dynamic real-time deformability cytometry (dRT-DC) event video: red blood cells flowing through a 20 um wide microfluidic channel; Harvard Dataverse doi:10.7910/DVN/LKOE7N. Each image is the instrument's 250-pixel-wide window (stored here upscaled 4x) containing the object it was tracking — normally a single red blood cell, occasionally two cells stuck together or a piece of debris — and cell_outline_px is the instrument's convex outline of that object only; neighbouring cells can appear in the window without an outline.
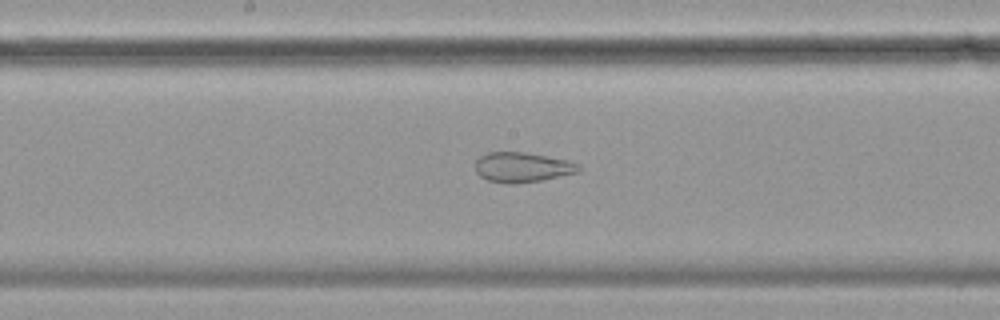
{"species": "common noctule bat (a hibernating species)", "species_latin": "Nyctalus noctula", "temperature_condition": "cold", "stored_images_in_passage": 56, "camera_frame_rate_fps": 3000, "um_per_image_px": 0.085, "animal": {"sex": "female", "body_mass_g": 19.9}, "frame": {"image": 1, "passage_image": 29, "time_ms": 9.333, "image_size_px": [1000, 320], "cell_outline_px": [[580, 172], [540, 180], [512, 184], [488, 180], [480, 176], [476, 172], [476, 160], [480, 156], [488, 152], [524, 152], [568, 160], [580, 164]], "centroid_in_image_um": [44.4, 14.21], "position_along_channel_um": 203.8, "area_um2": 17.92}}
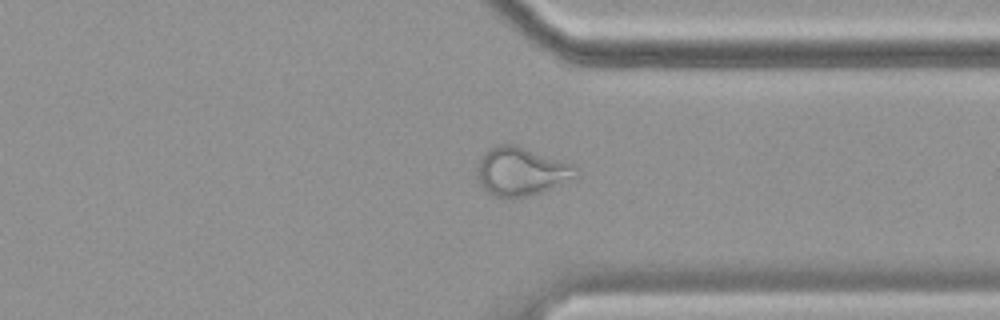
{"frame": {"image": 2, "passage_image": 43, "time_ms": 14.0, "image_size_px": [1000, 320], "cell_outline_px": [[576, 176], [540, 192], [528, 196], [496, 196], [488, 192], [480, 184], [476, 176], [476, 168], [480, 156], [488, 148], [500, 144], [516, 144], [572, 164], [576, 168]], "centroid_in_image_um": [44.22, 14.53], "position_along_channel_um": 367.2, "area_um2": 27.4}}
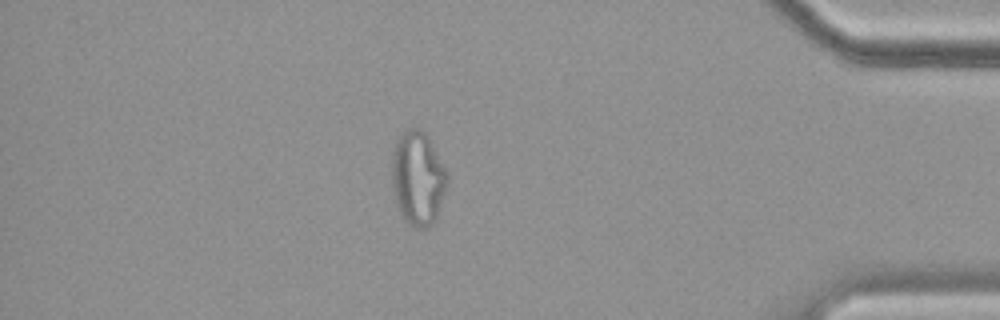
{"frame": {"image": 3, "passage_image": 49, "time_ms": 16.0, "image_size_px": [1000, 320], "cell_outline_px": [[448, 184], [436, 216], [432, 224], [428, 228], [416, 228], [408, 224], [400, 212], [396, 200], [392, 184], [392, 152], [396, 140], [408, 128], [420, 128], [428, 136], [448, 172]], "centroid_in_image_um": [35.53, 15.13], "position_along_channel_um": 399.7, "area_um2": 30.35}, "authors_computed_cell_mechanics": {"area_um2": 28.6688, "velocity_mm_per_s": 3.5088, "shape_relaxation_time_tau1_ms": null, "shape_relaxation_time_tau2_ms": 1.2476, "deformation_change_tau1": null, "deformation_change_tau2": 0.0841}}